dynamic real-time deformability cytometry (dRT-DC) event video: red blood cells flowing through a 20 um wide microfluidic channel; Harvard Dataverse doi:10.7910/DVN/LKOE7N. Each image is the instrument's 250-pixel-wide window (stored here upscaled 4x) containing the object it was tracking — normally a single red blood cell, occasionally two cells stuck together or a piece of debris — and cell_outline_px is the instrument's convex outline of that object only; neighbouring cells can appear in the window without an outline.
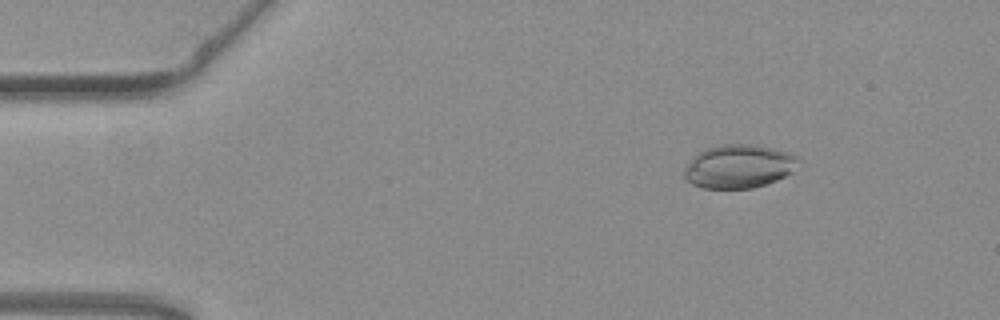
{"species": "common noctule bat (a hibernating species)", "species_latin": "Nyctalus noctula", "temperature_condition": "warm", "stored_images_in_passage": 48, "camera_frame_rate_fps": 3000, "um_per_image_px": 0.085, "animal": {"sex": "female", "body_mass_g": 19.3, "forearm_length_mm": 54.1}, "frame": {"image": 1, "passage_image": 1, "time_ms": 0.0, "image_size_px": [1000, 320], "cell_outline_px": [[800, 160], [792, 172], [776, 180], [752, 188], [704, 188], [692, 184], [684, 176], [684, 168], [692, 156], [696, 152], [708, 148], [724, 144], [756, 144], [788, 152], [796, 156]], "centroid_in_image_um": [62.78, 14.13], "position_along_channel_um": 22.2, "area_um2": 28.9}}
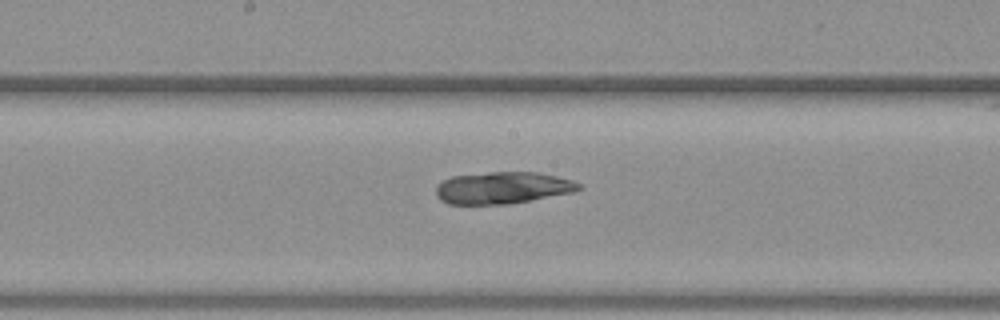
{"frame": {"image": 2, "passage_image": 22, "time_ms": 7.0, "image_size_px": [1000, 320], "cell_outline_px": [[584, 188], [572, 192], [532, 200], [508, 204], [448, 204], [440, 200], [436, 196], [436, 188], [444, 180], [452, 176], [488, 172], [540, 172], [572, 180], [580, 184]], "centroid_in_image_um": [42.73, 15.96], "position_along_channel_um": 205.5, "area_um2": 26.59}}
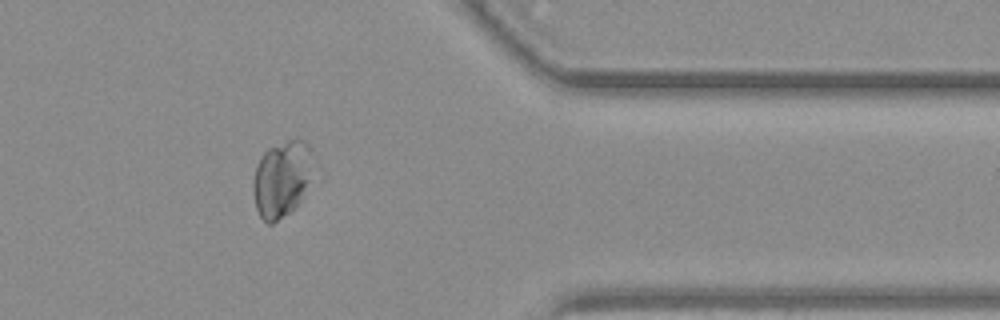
{"frame": {"image": 3, "passage_image": 38, "time_ms": 12.333, "image_size_px": [1000, 320], "cell_outline_px": [[312, 152], [300, 200], [288, 212], [272, 224], [268, 224], [260, 216], [256, 208], [252, 188], [252, 184], [256, 164], [260, 156], [268, 148], [288, 140], [304, 140], [308, 144]], "centroid_in_image_um": [23.84, 15.19], "position_along_channel_um": 387.6, "area_um2": 25.55}, "authors_computed_cell_mechanics": {"area_um2": 28.1486, "velocity_mm_per_s": 3.7539, "shape_relaxation_time_tau1_ms": null, "shape_relaxation_time_tau2_ms": 3.6409, "deformation_change_tau1": null, "deformation_change_tau2": 0.0553}}